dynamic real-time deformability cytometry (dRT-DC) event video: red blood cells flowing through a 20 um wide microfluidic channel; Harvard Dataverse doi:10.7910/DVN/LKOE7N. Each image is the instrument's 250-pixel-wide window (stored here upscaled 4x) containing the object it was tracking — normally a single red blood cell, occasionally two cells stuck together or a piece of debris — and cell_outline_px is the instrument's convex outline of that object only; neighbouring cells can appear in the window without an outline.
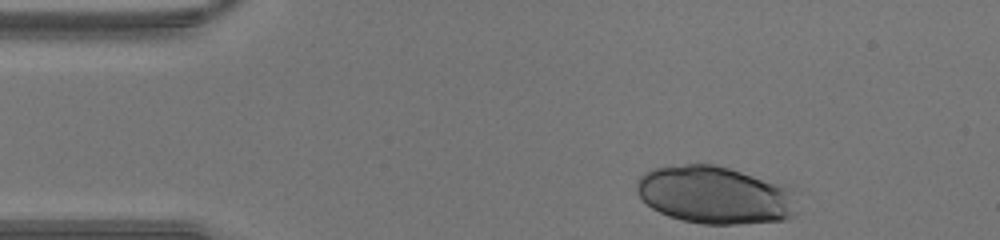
{"species": "human", "species_latin": "Homo sapiens", "temperature_condition": "warm", "stored_images_in_passage": 30, "camera_frame_rate_fps": 3000, "um_per_image_px": 0.085, "donor": {"sex": "male"}, "frame": {"image": 1, "passage_image": 1, "time_ms": 0.0, "image_size_px": [1000, 240], "cell_outline_px": [[800, 188], [796, 212], [788, 220], [736, 224], [704, 224], [684, 220], [668, 216], [652, 208], [640, 196], [636, 188], [636, 184], [640, 176], [644, 172], [652, 168], [688, 164], [712, 164], [728, 168]], "centroid_in_image_um": [60.9, 16.57], "position_along_channel_um": 24.1, "area_um2": 54.85}}
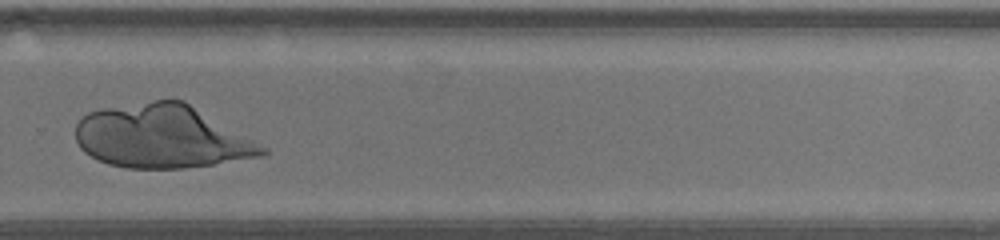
{"frame": {"image": 2, "passage_image": 25, "time_ms": 8.0, "image_size_px": [1000, 240], "cell_outline_px": [[268, 152], [264, 156], [212, 164], [184, 168], [128, 168], [108, 164], [84, 152], [80, 148], [76, 140], [76, 124], [88, 112], [100, 108], [156, 100], [184, 100], [268, 148]], "centroid_in_image_um": [13.76, 11.61], "position_along_channel_um": 316.0, "area_um2": 68.67}}